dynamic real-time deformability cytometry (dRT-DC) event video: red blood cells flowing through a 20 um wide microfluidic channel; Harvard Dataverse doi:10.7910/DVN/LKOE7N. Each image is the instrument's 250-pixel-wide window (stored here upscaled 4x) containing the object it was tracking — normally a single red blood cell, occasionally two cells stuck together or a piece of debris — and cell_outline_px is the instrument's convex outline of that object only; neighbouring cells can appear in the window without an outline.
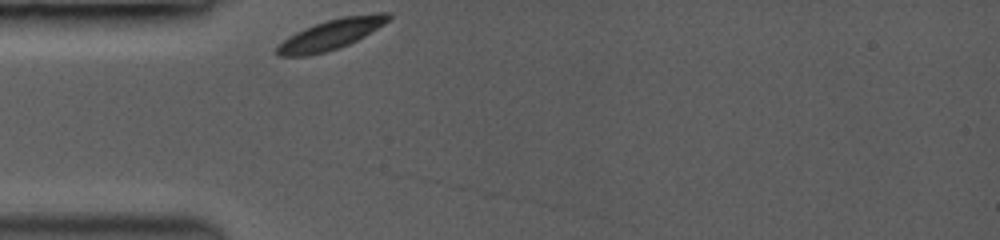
{"species": "common noctule bat (a hibernating species)", "species_latin": "Nyctalus noctula", "temperature_condition": "room temperature", "stored_images_in_passage": 35, "camera_frame_rate_fps": 3500, "um_per_image_px": 0.085, "animal": {"sex": "female", "body_mass_g": 19.0, "forearm_length_mm": 53.3}, "frame": {"image": 1, "passage_image": 1, "time_ms": 0.0, "image_size_px": [1000, 240], "cell_outline_px": [[392, 16], [384, 24], [364, 36], [340, 48], [308, 56], [276, 56], [276, 48], [288, 36], [304, 28], [328, 20], [344, 16], [376, 12], [392, 12]], "centroid_in_image_um": [28.15, 2.92], "position_along_channel_um": 56.8, "area_um2": 19.54}}
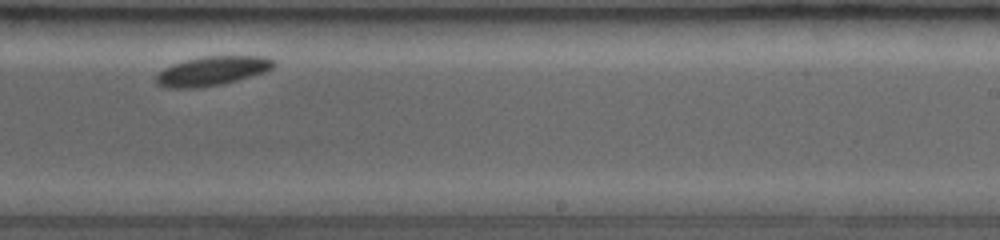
{"frame": {"image": 2, "passage_image": 22, "time_ms": 6.0, "image_size_px": [1000, 240], "cell_outline_px": [[276, 64], [272, 68], [264, 72], [236, 80], [220, 84], [200, 88], [168, 88], [156, 84], [156, 76], [164, 68], [172, 64], [184, 60], [204, 56], [264, 56], [276, 60]], "centroid_in_image_um": [18.03, 6.02], "position_along_channel_um": 271.0, "area_um2": 20.0}}
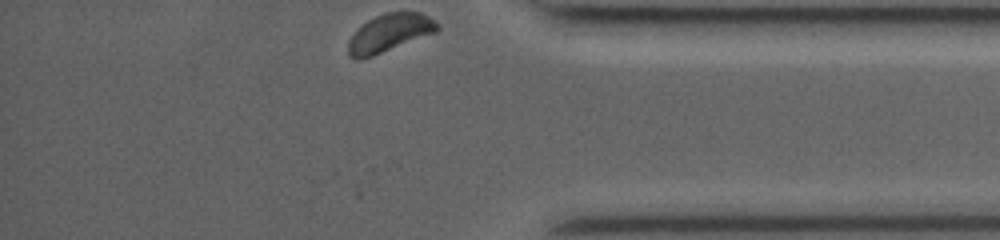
{"frame": {"image": 3, "passage_image": 35, "time_ms": 9.714, "image_size_px": [1000, 240], "cell_outline_px": [[440, 28], [436, 32], [372, 56], [356, 60], [348, 56], [348, 40], [368, 20], [384, 12], [420, 12], [428, 16], [440, 24]], "centroid_in_image_um": [33.12, 2.8], "position_along_channel_um": 402.1, "area_um2": 19.42}}